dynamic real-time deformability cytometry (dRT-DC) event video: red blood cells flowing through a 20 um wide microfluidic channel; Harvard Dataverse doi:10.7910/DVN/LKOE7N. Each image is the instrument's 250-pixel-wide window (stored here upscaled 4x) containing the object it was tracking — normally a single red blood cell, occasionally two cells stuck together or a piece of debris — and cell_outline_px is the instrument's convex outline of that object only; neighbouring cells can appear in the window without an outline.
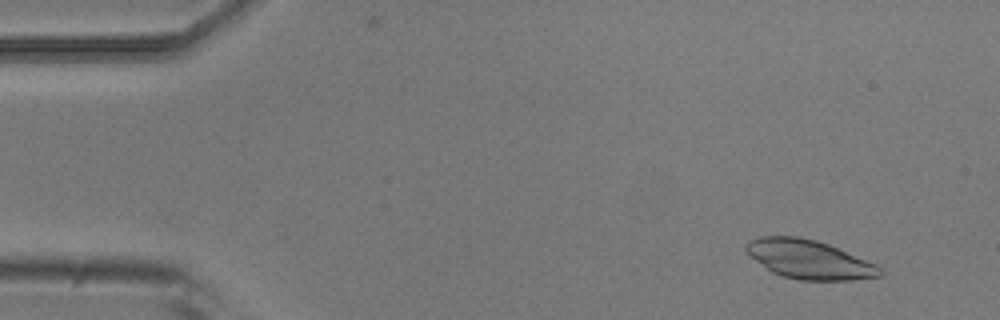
{"species": "common noctule bat (a hibernating species)", "species_latin": "Nyctalus noctula", "temperature_condition": "room temperature", "stored_images_in_passage": 54, "camera_frame_rate_fps": 3000, "um_per_image_px": 0.085, "animal": {"sex": "male", "body_mass_g": 20.5, "forearm_length_mm": 52.5}, "frame": {"image": 1, "passage_image": 5, "time_ms": 1.333, "image_size_px": [1000, 320], "cell_outline_px": [[884, 272], [880, 276], [852, 280], [800, 280], [780, 276], [772, 272], [756, 260], [744, 248], [744, 244], [748, 240], [760, 236], [800, 236], [816, 240], [828, 244], [876, 264]], "centroid_in_image_um": [68.76, 22.04], "position_along_channel_um": 16.2, "area_um2": 30.23}}